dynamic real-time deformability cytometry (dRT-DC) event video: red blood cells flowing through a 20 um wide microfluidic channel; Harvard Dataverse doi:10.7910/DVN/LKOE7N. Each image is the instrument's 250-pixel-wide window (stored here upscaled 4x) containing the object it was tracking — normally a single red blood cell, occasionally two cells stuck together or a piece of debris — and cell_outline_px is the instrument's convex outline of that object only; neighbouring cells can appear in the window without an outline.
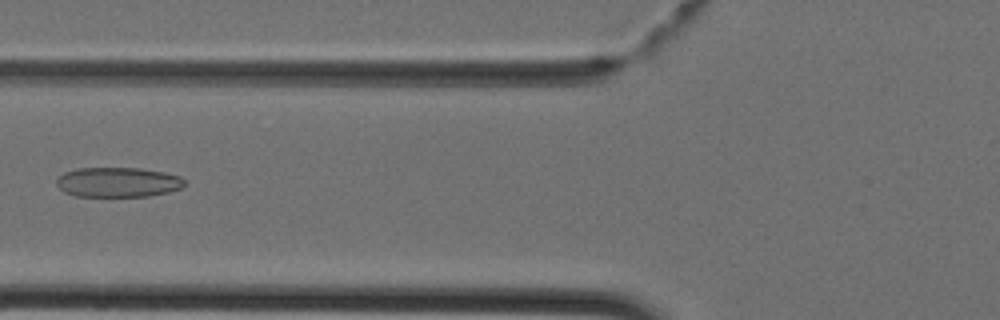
{"species": "Egyptian fruit bat (a non-hibernating species)", "species_latin": "Rousettus aegyptiacus", "temperature_condition": "cold", "stored_images_in_passage": 42, "camera_frame_rate_fps": 3000, "um_per_image_px": 0.085, "animal": {"sex": "female"}, "frame": {"image": 1, "passage_image": 16, "time_ms": 5.0, "image_size_px": [1000, 320], "cell_outline_px": [[184, 184], [180, 188], [168, 192], [148, 196], [76, 196], [64, 192], [56, 184], [56, 180], [64, 172], [76, 168], [140, 168], [164, 172], [180, 176], [184, 180]], "centroid_in_image_um": [10.0, 15.48], "position_along_channel_um": 115.8, "area_um2": 22.2}}
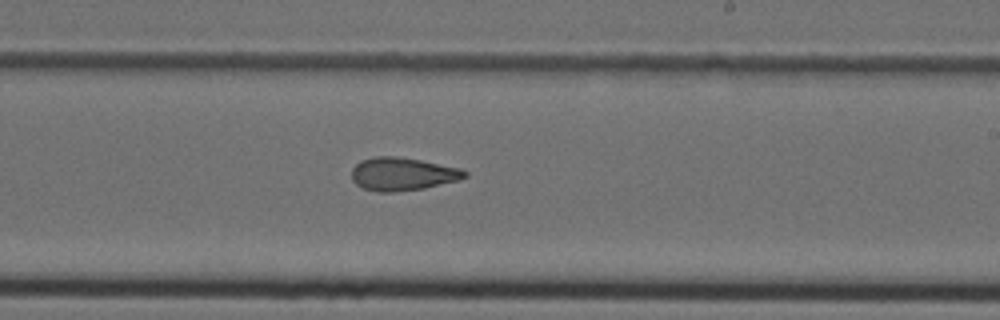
{"frame": {"image": 2, "passage_image": 25, "time_ms": 8.0, "image_size_px": [1000, 320], "cell_outline_px": [[468, 176], [460, 180], [424, 188], [392, 192], [376, 192], [364, 188], [356, 184], [352, 180], [352, 168], [360, 160], [376, 156], [396, 156], [420, 160], [460, 168], [468, 172]], "centroid_in_image_um": [34.21, 14.79], "position_along_channel_um": 254.8, "area_um2": 21.85}}
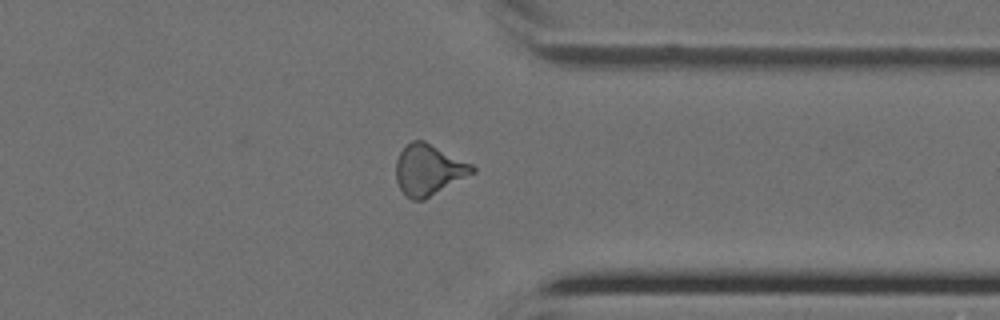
{"frame": {"image": 3, "passage_image": 33, "time_ms": 10.667, "image_size_px": [1000, 320], "cell_outline_px": [[476, 172], [424, 200], [412, 200], [400, 188], [396, 180], [396, 160], [400, 152], [412, 140], [424, 140], [472, 164], [476, 168]], "centroid_in_image_um": [36.45, 14.43], "position_along_channel_um": 375.0, "area_um2": 22.54}}